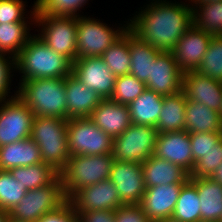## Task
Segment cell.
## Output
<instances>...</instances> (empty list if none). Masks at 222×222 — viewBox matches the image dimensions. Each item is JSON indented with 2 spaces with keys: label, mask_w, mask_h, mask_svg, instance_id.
<instances>
[{
  "label": "cell",
  "mask_w": 222,
  "mask_h": 222,
  "mask_svg": "<svg viewBox=\"0 0 222 222\" xmlns=\"http://www.w3.org/2000/svg\"><path fill=\"white\" fill-rule=\"evenodd\" d=\"M193 162L199 160L204 154L222 138V132L189 133Z\"/></svg>",
  "instance_id": "cell-40"
},
{
  "label": "cell",
  "mask_w": 222,
  "mask_h": 222,
  "mask_svg": "<svg viewBox=\"0 0 222 222\" xmlns=\"http://www.w3.org/2000/svg\"><path fill=\"white\" fill-rule=\"evenodd\" d=\"M7 222H25V221L16 220L14 218L9 217Z\"/></svg>",
  "instance_id": "cell-49"
},
{
  "label": "cell",
  "mask_w": 222,
  "mask_h": 222,
  "mask_svg": "<svg viewBox=\"0 0 222 222\" xmlns=\"http://www.w3.org/2000/svg\"><path fill=\"white\" fill-rule=\"evenodd\" d=\"M72 74L102 99H110L116 76L101 57L77 58L72 64Z\"/></svg>",
  "instance_id": "cell-12"
},
{
  "label": "cell",
  "mask_w": 222,
  "mask_h": 222,
  "mask_svg": "<svg viewBox=\"0 0 222 222\" xmlns=\"http://www.w3.org/2000/svg\"><path fill=\"white\" fill-rule=\"evenodd\" d=\"M89 0H36V15L79 17V11ZM78 12V13H77Z\"/></svg>",
  "instance_id": "cell-34"
},
{
  "label": "cell",
  "mask_w": 222,
  "mask_h": 222,
  "mask_svg": "<svg viewBox=\"0 0 222 222\" xmlns=\"http://www.w3.org/2000/svg\"><path fill=\"white\" fill-rule=\"evenodd\" d=\"M73 62L48 47L37 34L33 35L16 56L20 81L38 78H66ZM19 70V71H18Z\"/></svg>",
  "instance_id": "cell-2"
},
{
  "label": "cell",
  "mask_w": 222,
  "mask_h": 222,
  "mask_svg": "<svg viewBox=\"0 0 222 222\" xmlns=\"http://www.w3.org/2000/svg\"><path fill=\"white\" fill-rule=\"evenodd\" d=\"M222 164V138L194 164L189 178L210 177Z\"/></svg>",
  "instance_id": "cell-38"
},
{
  "label": "cell",
  "mask_w": 222,
  "mask_h": 222,
  "mask_svg": "<svg viewBox=\"0 0 222 222\" xmlns=\"http://www.w3.org/2000/svg\"><path fill=\"white\" fill-rule=\"evenodd\" d=\"M35 25L40 31L37 36L48 47L72 62L77 59L76 17L36 15Z\"/></svg>",
  "instance_id": "cell-9"
},
{
  "label": "cell",
  "mask_w": 222,
  "mask_h": 222,
  "mask_svg": "<svg viewBox=\"0 0 222 222\" xmlns=\"http://www.w3.org/2000/svg\"><path fill=\"white\" fill-rule=\"evenodd\" d=\"M43 162L39 146L30 137L0 147V170L27 167Z\"/></svg>",
  "instance_id": "cell-23"
},
{
  "label": "cell",
  "mask_w": 222,
  "mask_h": 222,
  "mask_svg": "<svg viewBox=\"0 0 222 222\" xmlns=\"http://www.w3.org/2000/svg\"><path fill=\"white\" fill-rule=\"evenodd\" d=\"M129 29L100 56L116 76L130 74Z\"/></svg>",
  "instance_id": "cell-33"
},
{
  "label": "cell",
  "mask_w": 222,
  "mask_h": 222,
  "mask_svg": "<svg viewBox=\"0 0 222 222\" xmlns=\"http://www.w3.org/2000/svg\"><path fill=\"white\" fill-rule=\"evenodd\" d=\"M214 1H221V0H191L189 2H191V4H199V3H209Z\"/></svg>",
  "instance_id": "cell-47"
},
{
  "label": "cell",
  "mask_w": 222,
  "mask_h": 222,
  "mask_svg": "<svg viewBox=\"0 0 222 222\" xmlns=\"http://www.w3.org/2000/svg\"><path fill=\"white\" fill-rule=\"evenodd\" d=\"M79 215V222H116L114 211L92 210L76 212Z\"/></svg>",
  "instance_id": "cell-44"
},
{
  "label": "cell",
  "mask_w": 222,
  "mask_h": 222,
  "mask_svg": "<svg viewBox=\"0 0 222 222\" xmlns=\"http://www.w3.org/2000/svg\"><path fill=\"white\" fill-rule=\"evenodd\" d=\"M183 184H165L146 188L140 206L152 222L171 218Z\"/></svg>",
  "instance_id": "cell-19"
},
{
  "label": "cell",
  "mask_w": 222,
  "mask_h": 222,
  "mask_svg": "<svg viewBox=\"0 0 222 222\" xmlns=\"http://www.w3.org/2000/svg\"><path fill=\"white\" fill-rule=\"evenodd\" d=\"M69 200L76 212L115 211L124 204L120 200L116 186L110 179L81 188Z\"/></svg>",
  "instance_id": "cell-13"
},
{
  "label": "cell",
  "mask_w": 222,
  "mask_h": 222,
  "mask_svg": "<svg viewBox=\"0 0 222 222\" xmlns=\"http://www.w3.org/2000/svg\"><path fill=\"white\" fill-rule=\"evenodd\" d=\"M113 162L112 153L71 155L59 172L66 199H70L81 188L109 179Z\"/></svg>",
  "instance_id": "cell-4"
},
{
  "label": "cell",
  "mask_w": 222,
  "mask_h": 222,
  "mask_svg": "<svg viewBox=\"0 0 222 222\" xmlns=\"http://www.w3.org/2000/svg\"><path fill=\"white\" fill-rule=\"evenodd\" d=\"M36 222H79V215L70 200L67 199L58 208L47 212Z\"/></svg>",
  "instance_id": "cell-42"
},
{
  "label": "cell",
  "mask_w": 222,
  "mask_h": 222,
  "mask_svg": "<svg viewBox=\"0 0 222 222\" xmlns=\"http://www.w3.org/2000/svg\"><path fill=\"white\" fill-rule=\"evenodd\" d=\"M29 22L0 23V52L16 57L20 50L33 36L30 34V25L35 24V1L30 10ZM31 22V23H30ZM33 23V24H32ZM30 24V25H28Z\"/></svg>",
  "instance_id": "cell-26"
},
{
  "label": "cell",
  "mask_w": 222,
  "mask_h": 222,
  "mask_svg": "<svg viewBox=\"0 0 222 222\" xmlns=\"http://www.w3.org/2000/svg\"><path fill=\"white\" fill-rule=\"evenodd\" d=\"M154 156L180 166L190 175L194 162L189 132L181 130L158 133Z\"/></svg>",
  "instance_id": "cell-15"
},
{
  "label": "cell",
  "mask_w": 222,
  "mask_h": 222,
  "mask_svg": "<svg viewBox=\"0 0 222 222\" xmlns=\"http://www.w3.org/2000/svg\"><path fill=\"white\" fill-rule=\"evenodd\" d=\"M158 222H180V221L175 220V219H173V218L171 217V218L163 219V220L158 221Z\"/></svg>",
  "instance_id": "cell-48"
},
{
  "label": "cell",
  "mask_w": 222,
  "mask_h": 222,
  "mask_svg": "<svg viewBox=\"0 0 222 222\" xmlns=\"http://www.w3.org/2000/svg\"><path fill=\"white\" fill-rule=\"evenodd\" d=\"M146 90V84L132 74L118 76L115 79L114 90L110 100L129 105Z\"/></svg>",
  "instance_id": "cell-37"
},
{
  "label": "cell",
  "mask_w": 222,
  "mask_h": 222,
  "mask_svg": "<svg viewBox=\"0 0 222 222\" xmlns=\"http://www.w3.org/2000/svg\"><path fill=\"white\" fill-rule=\"evenodd\" d=\"M185 130L189 133L222 132V115L203 103L187 100Z\"/></svg>",
  "instance_id": "cell-25"
},
{
  "label": "cell",
  "mask_w": 222,
  "mask_h": 222,
  "mask_svg": "<svg viewBox=\"0 0 222 222\" xmlns=\"http://www.w3.org/2000/svg\"><path fill=\"white\" fill-rule=\"evenodd\" d=\"M27 190L10 171L0 170V210L10 211L25 196Z\"/></svg>",
  "instance_id": "cell-36"
},
{
  "label": "cell",
  "mask_w": 222,
  "mask_h": 222,
  "mask_svg": "<svg viewBox=\"0 0 222 222\" xmlns=\"http://www.w3.org/2000/svg\"><path fill=\"white\" fill-rule=\"evenodd\" d=\"M70 155H104L112 153L113 138L102 131L89 117L67 121Z\"/></svg>",
  "instance_id": "cell-8"
},
{
  "label": "cell",
  "mask_w": 222,
  "mask_h": 222,
  "mask_svg": "<svg viewBox=\"0 0 222 222\" xmlns=\"http://www.w3.org/2000/svg\"><path fill=\"white\" fill-rule=\"evenodd\" d=\"M34 117L19 96L0 102V147L30 138Z\"/></svg>",
  "instance_id": "cell-11"
},
{
  "label": "cell",
  "mask_w": 222,
  "mask_h": 222,
  "mask_svg": "<svg viewBox=\"0 0 222 222\" xmlns=\"http://www.w3.org/2000/svg\"><path fill=\"white\" fill-rule=\"evenodd\" d=\"M193 25L212 35H222V0L192 4Z\"/></svg>",
  "instance_id": "cell-32"
},
{
  "label": "cell",
  "mask_w": 222,
  "mask_h": 222,
  "mask_svg": "<svg viewBox=\"0 0 222 222\" xmlns=\"http://www.w3.org/2000/svg\"><path fill=\"white\" fill-rule=\"evenodd\" d=\"M154 1V2H153ZM129 21V29L141 41L161 51H172L193 26L192 5L152 0Z\"/></svg>",
  "instance_id": "cell-1"
},
{
  "label": "cell",
  "mask_w": 222,
  "mask_h": 222,
  "mask_svg": "<svg viewBox=\"0 0 222 222\" xmlns=\"http://www.w3.org/2000/svg\"><path fill=\"white\" fill-rule=\"evenodd\" d=\"M116 222H152L140 204H123L114 211Z\"/></svg>",
  "instance_id": "cell-43"
},
{
  "label": "cell",
  "mask_w": 222,
  "mask_h": 222,
  "mask_svg": "<svg viewBox=\"0 0 222 222\" xmlns=\"http://www.w3.org/2000/svg\"><path fill=\"white\" fill-rule=\"evenodd\" d=\"M146 188L165 184H184L190 175L180 166L152 155L142 163Z\"/></svg>",
  "instance_id": "cell-22"
},
{
  "label": "cell",
  "mask_w": 222,
  "mask_h": 222,
  "mask_svg": "<svg viewBox=\"0 0 222 222\" xmlns=\"http://www.w3.org/2000/svg\"><path fill=\"white\" fill-rule=\"evenodd\" d=\"M15 69L16 57L0 52V102L7 101L18 96V89L14 91V96L9 95L12 82L11 78L13 77V74L11 73L16 71Z\"/></svg>",
  "instance_id": "cell-39"
},
{
  "label": "cell",
  "mask_w": 222,
  "mask_h": 222,
  "mask_svg": "<svg viewBox=\"0 0 222 222\" xmlns=\"http://www.w3.org/2000/svg\"><path fill=\"white\" fill-rule=\"evenodd\" d=\"M157 134L155 127L131 124L121 135L113 138L114 160L142 164L154 155Z\"/></svg>",
  "instance_id": "cell-10"
},
{
  "label": "cell",
  "mask_w": 222,
  "mask_h": 222,
  "mask_svg": "<svg viewBox=\"0 0 222 222\" xmlns=\"http://www.w3.org/2000/svg\"><path fill=\"white\" fill-rule=\"evenodd\" d=\"M210 178L222 186V164L213 172Z\"/></svg>",
  "instance_id": "cell-45"
},
{
  "label": "cell",
  "mask_w": 222,
  "mask_h": 222,
  "mask_svg": "<svg viewBox=\"0 0 222 222\" xmlns=\"http://www.w3.org/2000/svg\"><path fill=\"white\" fill-rule=\"evenodd\" d=\"M109 179L124 204H140L146 190L142 164L114 160Z\"/></svg>",
  "instance_id": "cell-14"
},
{
  "label": "cell",
  "mask_w": 222,
  "mask_h": 222,
  "mask_svg": "<svg viewBox=\"0 0 222 222\" xmlns=\"http://www.w3.org/2000/svg\"><path fill=\"white\" fill-rule=\"evenodd\" d=\"M67 121L59 117L35 116L31 138L39 146L44 163L60 172L68 163Z\"/></svg>",
  "instance_id": "cell-5"
},
{
  "label": "cell",
  "mask_w": 222,
  "mask_h": 222,
  "mask_svg": "<svg viewBox=\"0 0 222 222\" xmlns=\"http://www.w3.org/2000/svg\"><path fill=\"white\" fill-rule=\"evenodd\" d=\"M200 199L201 222H221L222 186L210 177L189 178Z\"/></svg>",
  "instance_id": "cell-24"
},
{
  "label": "cell",
  "mask_w": 222,
  "mask_h": 222,
  "mask_svg": "<svg viewBox=\"0 0 222 222\" xmlns=\"http://www.w3.org/2000/svg\"><path fill=\"white\" fill-rule=\"evenodd\" d=\"M26 10L23 0H0V23L28 22Z\"/></svg>",
  "instance_id": "cell-41"
},
{
  "label": "cell",
  "mask_w": 222,
  "mask_h": 222,
  "mask_svg": "<svg viewBox=\"0 0 222 222\" xmlns=\"http://www.w3.org/2000/svg\"><path fill=\"white\" fill-rule=\"evenodd\" d=\"M196 186L188 179L181 188L172 218L180 222H201V206Z\"/></svg>",
  "instance_id": "cell-31"
},
{
  "label": "cell",
  "mask_w": 222,
  "mask_h": 222,
  "mask_svg": "<svg viewBox=\"0 0 222 222\" xmlns=\"http://www.w3.org/2000/svg\"><path fill=\"white\" fill-rule=\"evenodd\" d=\"M196 72L222 82V35H213Z\"/></svg>",
  "instance_id": "cell-35"
},
{
  "label": "cell",
  "mask_w": 222,
  "mask_h": 222,
  "mask_svg": "<svg viewBox=\"0 0 222 222\" xmlns=\"http://www.w3.org/2000/svg\"><path fill=\"white\" fill-rule=\"evenodd\" d=\"M77 20V58L100 57L128 29L129 20L123 26L115 28L99 19L86 16L76 17Z\"/></svg>",
  "instance_id": "cell-6"
},
{
  "label": "cell",
  "mask_w": 222,
  "mask_h": 222,
  "mask_svg": "<svg viewBox=\"0 0 222 222\" xmlns=\"http://www.w3.org/2000/svg\"><path fill=\"white\" fill-rule=\"evenodd\" d=\"M163 97L146 88L140 96L128 105L131 123L156 127L162 109Z\"/></svg>",
  "instance_id": "cell-29"
},
{
  "label": "cell",
  "mask_w": 222,
  "mask_h": 222,
  "mask_svg": "<svg viewBox=\"0 0 222 222\" xmlns=\"http://www.w3.org/2000/svg\"><path fill=\"white\" fill-rule=\"evenodd\" d=\"M129 45L131 60L130 74L146 84L149 76H151L152 64L161 50L141 41L130 29Z\"/></svg>",
  "instance_id": "cell-27"
},
{
  "label": "cell",
  "mask_w": 222,
  "mask_h": 222,
  "mask_svg": "<svg viewBox=\"0 0 222 222\" xmlns=\"http://www.w3.org/2000/svg\"><path fill=\"white\" fill-rule=\"evenodd\" d=\"M66 200L62 180L58 175L50 184L28 190L19 204L9 211V217L25 222H36Z\"/></svg>",
  "instance_id": "cell-7"
},
{
  "label": "cell",
  "mask_w": 222,
  "mask_h": 222,
  "mask_svg": "<svg viewBox=\"0 0 222 222\" xmlns=\"http://www.w3.org/2000/svg\"><path fill=\"white\" fill-rule=\"evenodd\" d=\"M213 35L194 25L181 37L172 53L182 72L196 71Z\"/></svg>",
  "instance_id": "cell-16"
},
{
  "label": "cell",
  "mask_w": 222,
  "mask_h": 222,
  "mask_svg": "<svg viewBox=\"0 0 222 222\" xmlns=\"http://www.w3.org/2000/svg\"><path fill=\"white\" fill-rule=\"evenodd\" d=\"M182 91L187 100L203 103L222 115V82L196 71L183 72Z\"/></svg>",
  "instance_id": "cell-18"
},
{
  "label": "cell",
  "mask_w": 222,
  "mask_h": 222,
  "mask_svg": "<svg viewBox=\"0 0 222 222\" xmlns=\"http://www.w3.org/2000/svg\"><path fill=\"white\" fill-rule=\"evenodd\" d=\"M182 73L172 51H161L152 64L146 88L162 96L178 93L182 90Z\"/></svg>",
  "instance_id": "cell-17"
},
{
  "label": "cell",
  "mask_w": 222,
  "mask_h": 222,
  "mask_svg": "<svg viewBox=\"0 0 222 222\" xmlns=\"http://www.w3.org/2000/svg\"><path fill=\"white\" fill-rule=\"evenodd\" d=\"M8 218H9V212L0 210V222H7Z\"/></svg>",
  "instance_id": "cell-46"
},
{
  "label": "cell",
  "mask_w": 222,
  "mask_h": 222,
  "mask_svg": "<svg viewBox=\"0 0 222 222\" xmlns=\"http://www.w3.org/2000/svg\"><path fill=\"white\" fill-rule=\"evenodd\" d=\"M9 171L27 191L46 186L59 175L58 171L44 162L27 167H14Z\"/></svg>",
  "instance_id": "cell-30"
},
{
  "label": "cell",
  "mask_w": 222,
  "mask_h": 222,
  "mask_svg": "<svg viewBox=\"0 0 222 222\" xmlns=\"http://www.w3.org/2000/svg\"><path fill=\"white\" fill-rule=\"evenodd\" d=\"M112 138L121 135L132 123L128 105L103 99L89 117Z\"/></svg>",
  "instance_id": "cell-20"
},
{
  "label": "cell",
  "mask_w": 222,
  "mask_h": 222,
  "mask_svg": "<svg viewBox=\"0 0 222 222\" xmlns=\"http://www.w3.org/2000/svg\"><path fill=\"white\" fill-rule=\"evenodd\" d=\"M65 92L67 96V120L70 118L90 117L92 111L103 100L72 73L65 78Z\"/></svg>",
  "instance_id": "cell-21"
},
{
  "label": "cell",
  "mask_w": 222,
  "mask_h": 222,
  "mask_svg": "<svg viewBox=\"0 0 222 222\" xmlns=\"http://www.w3.org/2000/svg\"><path fill=\"white\" fill-rule=\"evenodd\" d=\"M187 98L181 90L163 97L162 109L156 129L158 133L185 130V109Z\"/></svg>",
  "instance_id": "cell-28"
},
{
  "label": "cell",
  "mask_w": 222,
  "mask_h": 222,
  "mask_svg": "<svg viewBox=\"0 0 222 222\" xmlns=\"http://www.w3.org/2000/svg\"><path fill=\"white\" fill-rule=\"evenodd\" d=\"M19 98L38 117H59L67 120L65 78H38L20 81Z\"/></svg>",
  "instance_id": "cell-3"
}]
</instances>
